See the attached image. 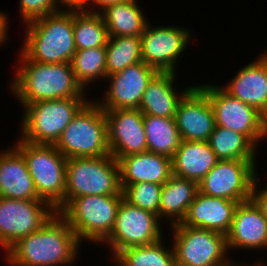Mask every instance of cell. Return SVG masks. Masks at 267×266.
Returning <instances> with one entry per match:
<instances>
[{
	"label": "cell",
	"instance_id": "cell-37",
	"mask_svg": "<svg viewBox=\"0 0 267 266\" xmlns=\"http://www.w3.org/2000/svg\"><path fill=\"white\" fill-rule=\"evenodd\" d=\"M9 14L2 10L0 11V46H6L8 44L9 38L11 37L9 34L10 31V18Z\"/></svg>",
	"mask_w": 267,
	"mask_h": 266
},
{
	"label": "cell",
	"instance_id": "cell-4",
	"mask_svg": "<svg viewBox=\"0 0 267 266\" xmlns=\"http://www.w3.org/2000/svg\"><path fill=\"white\" fill-rule=\"evenodd\" d=\"M54 146L67 159L111 154L105 112L95 99L79 110Z\"/></svg>",
	"mask_w": 267,
	"mask_h": 266
},
{
	"label": "cell",
	"instance_id": "cell-27",
	"mask_svg": "<svg viewBox=\"0 0 267 266\" xmlns=\"http://www.w3.org/2000/svg\"><path fill=\"white\" fill-rule=\"evenodd\" d=\"M147 151L172 159L181 143L175 118L144 115Z\"/></svg>",
	"mask_w": 267,
	"mask_h": 266
},
{
	"label": "cell",
	"instance_id": "cell-32",
	"mask_svg": "<svg viewBox=\"0 0 267 266\" xmlns=\"http://www.w3.org/2000/svg\"><path fill=\"white\" fill-rule=\"evenodd\" d=\"M105 48L106 78L142 61L140 37L109 36Z\"/></svg>",
	"mask_w": 267,
	"mask_h": 266
},
{
	"label": "cell",
	"instance_id": "cell-16",
	"mask_svg": "<svg viewBox=\"0 0 267 266\" xmlns=\"http://www.w3.org/2000/svg\"><path fill=\"white\" fill-rule=\"evenodd\" d=\"M111 155L121 157L147 151L144 115L139 109L104 110Z\"/></svg>",
	"mask_w": 267,
	"mask_h": 266
},
{
	"label": "cell",
	"instance_id": "cell-7",
	"mask_svg": "<svg viewBox=\"0 0 267 266\" xmlns=\"http://www.w3.org/2000/svg\"><path fill=\"white\" fill-rule=\"evenodd\" d=\"M14 140L12 144L23 155L39 198L56 210L65 198L67 158L54 144H34L20 137Z\"/></svg>",
	"mask_w": 267,
	"mask_h": 266
},
{
	"label": "cell",
	"instance_id": "cell-19",
	"mask_svg": "<svg viewBox=\"0 0 267 266\" xmlns=\"http://www.w3.org/2000/svg\"><path fill=\"white\" fill-rule=\"evenodd\" d=\"M220 85L231 96L259 111L267 119V67L258 56Z\"/></svg>",
	"mask_w": 267,
	"mask_h": 266
},
{
	"label": "cell",
	"instance_id": "cell-18",
	"mask_svg": "<svg viewBox=\"0 0 267 266\" xmlns=\"http://www.w3.org/2000/svg\"><path fill=\"white\" fill-rule=\"evenodd\" d=\"M226 240L230 256L238 249L248 253L267 249V220L252 199L237 205Z\"/></svg>",
	"mask_w": 267,
	"mask_h": 266
},
{
	"label": "cell",
	"instance_id": "cell-24",
	"mask_svg": "<svg viewBox=\"0 0 267 266\" xmlns=\"http://www.w3.org/2000/svg\"><path fill=\"white\" fill-rule=\"evenodd\" d=\"M218 161L208 141L182 140L172 157V173L199 184Z\"/></svg>",
	"mask_w": 267,
	"mask_h": 266
},
{
	"label": "cell",
	"instance_id": "cell-11",
	"mask_svg": "<svg viewBox=\"0 0 267 266\" xmlns=\"http://www.w3.org/2000/svg\"><path fill=\"white\" fill-rule=\"evenodd\" d=\"M161 222L158 215L122 199L112 232L101 245L115 257L125 248L156 243L165 236Z\"/></svg>",
	"mask_w": 267,
	"mask_h": 266
},
{
	"label": "cell",
	"instance_id": "cell-31",
	"mask_svg": "<svg viewBox=\"0 0 267 266\" xmlns=\"http://www.w3.org/2000/svg\"><path fill=\"white\" fill-rule=\"evenodd\" d=\"M71 65L77 82L87 92L91 83L106 79V48L76 50Z\"/></svg>",
	"mask_w": 267,
	"mask_h": 266
},
{
	"label": "cell",
	"instance_id": "cell-38",
	"mask_svg": "<svg viewBox=\"0 0 267 266\" xmlns=\"http://www.w3.org/2000/svg\"><path fill=\"white\" fill-rule=\"evenodd\" d=\"M87 0H58L63 7H82Z\"/></svg>",
	"mask_w": 267,
	"mask_h": 266
},
{
	"label": "cell",
	"instance_id": "cell-40",
	"mask_svg": "<svg viewBox=\"0 0 267 266\" xmlns=\"http://www.w3.org/2000/svg\"><path fill=\"white\" fill-rule=\"evenodd\" d=\"M258 56L263 60V62L265 63V65L267 67V49L262 51V53H260Z\"/></svg>",
	"mask_w": 267,
	"mask_h": 266
},
{
	"label": "cell",
	"instance_id": "cell-29",
	"mask_svg": "<svg viewBox=\"0 0 267 266\" xmlns=\"http://www.w3.org/2000/svg\"><path fill=\"white\" fill-rule=\"evenodd\" d=\"M73 32L76 50L105 47L108 30L100 13L73 7Z\"/></svg>",
	"mask_w": 267,
	"mask_h": 266
},
{
	"label": "cell",
	"instance_id": "cell-28",
	"mask_svg": "<svg viewBox=\"0 0 267 266\" xmlns=\"http://www.w3.org/2000/svg\"><path fill=\"white\" fill-rule=\"evenodd\" d=\"M208 143L219 160H256L259 155L243 134L222 126H215Z\"/></svg>",
	"mask_w": 267,
	"mask_h": 266
},
{
	"label": "cell",
	"instance_id": "cell-42",
	"mask_svg": "<svg viewBox=\"0 0 267 266\" xmlns=\"http://www.w3.org/2000/svg\"><path fill=\"white\" fill-rule=\"evenodd\" d=\"M266 174H267V172L265 171V175H264V176L266 177V182H267V175H266ZM266 184H267V183H266Z\"/></svg>",
	"mask_w": 267,
	"mask_h": 266
},
{
	"label": "cell",
	"instance_id": "cell-12",
	"mask_svg": "<svg viewBox=\"0 0 267 266\" xmlns=\"http://www.w3.org/2000/svg\"><path fill=\"white\" fill-rule=\"evenodd\" d=\"M192 34L189 27L164 24L152 26L148 22L140 37L142 61L158 72L177 73V63L195 37Z\"/></svg>",
	"mask_w": 267,
	"mask_h": 266
},
{
	"label": "cell",
	"instance_id": "cell-1",
	"mask_svg": "<svg viewBox=\"0 0 267 266\" xmlns=\"http://www.w3.org/2000/svg\"><path fill=\"white\" fill-rule=\"evenodd\" d=\"M81 246L67 220L55 212L38 231L3 255L8 266H74L80 260Z\"/></svg>",
	"mask_w": 267,
	"mask_h": 266
},
{
	"label": "cell",
	"instance_id": "cell-26",
	"mask_svg": "<svg viewBox=\"0 0 267 266\" xmlns=\"http://www.w3.org/2000/svg\"><path fill=\"white\" fill-rule=\"evenodd\" d=\"M138 0H126L107 6L100 12L109 36L141 37L148 18Z\"/></svg>",
	"mask_w": 267,
	"mask_h": 266
},
{
	"label": "cell",
	"instance_id": "cell-13",
	"mask_svg": "<svg viewBox=\"0 0 267 266\" xmlns=\"http://www.w3.org/2000/svg\"><path fill=\"white\" fill-rule=\"evenodd\" d=\"M55 212L44 200L0 197V248L4 254L20 239L38 231Z\"/></svg>",
	"mask_w": 267,
	"mask_h": 266
},
{
	"label": "cell",
	"instance_id": "cell-20",
	"mask_svg": "<svg viewBox=\"0 0 267 266\" xmlns=\"http://www.w3.org/2000/svg\"><path fill=\"white\" fill-rule=\"evenodd\" d=\"M239 202L197 192L181 224L227 235Z\"/></svg>",
	"mask_w": 267,
	"mask_h": 266
},
{
	"label": "cell",
	"instance_id": "cell-41",
	"mask_svg": "<svg viewBox=\"0 0 267 266\" xmlns=\"http://www.w3.org/2000/svg\"><path fill=\"white\" fill-rule=\"evenodd\" d=\"M110 260L109 261H111L112 260V262H115V263H113L114 264V266H122V264L115 258V257H110L109 258ZM112 266V265H111Z\"/></svg>",
	"mask_w": 267,
	"mask_h": 266
},
{
	"label": "cell",
	"instance_id": "cell-8",
	"mask_svg": "<svg viewBox=\"0 0 267 266\" xmlns=\"http://www.w3.org/2000/svg\"><path fill=\"white\" fill-rule=\"evenodd\" d=\"M89 98L42 100L23 107L19 137L34 144H55Z\"/></svg>",
	"mask_w": 267,
	"mask_h": 266
},
{
	"label": "cell",
	"instance_id": "cell-21",
	"mask_svg": "<svg viewBox=\"0 0 267 266\" xmlns=\"http://www.w3.org/2000/svg\"><path fill=\"white\" fill-rule=\"evenodd\" d=\"M178 73L158 72L143 93L139 110L143 115L175 118L177 107L184 95L195 85L176 88ZM180 90V91H179Z\"/></svg>",
	"mask_w": 267,
	"mask_h": 266
},
{
	"label": "cell",
	"instance_id": "cell-14",
	"mask_svg": "<svg viewBox=\"0 0 267 266\" xmlns=\"http://www.w3.org/2000/svg\"><path fill=\"white\" fill-rule=\"evenodd\" d=\"M256 160H219L198 184L199 192L211 197L244 202L251 199L258 175Z\"/></svg>",
	"mask_w": 267,
	"mask_h": 266
},
{
	"label": "cell",
	"instance_id": "cell-10",
	"mask_svg": "<svg viewBox=\"0 0 267 266\" xmlns=\"http://www.w3.org/2000/svg\"><path fill=\"white\" fill-rule=\"evenodd\" d=\"M217 84L198 85L209 98L216 126L243 134L258 149L259 143L267 139V119L259 111L231 96Z\"/></svg>",
	"mask_w": 267,
	"mask_h": 266
},
{
	"label": "cell",
	"instance_id": "cell-17",
	"mask_svg": "<svg viewBox=\"0 0 267 266\" xmlns=\"http://www.w3.org/2000/svg\"><path fill=\"white\" fill-rule=\"evenodd\" d=\"M175 121L181 140H209L216 126L214 111L207 94L197 83L179 102Z\"/></svg>",
	"mask_w": 267,
	"mask_h": 266
},
{
	"label": "cell",
	"instance_id": "cell-22",
	"mask_svg": "<svg viewBox=\"0 0 267 266\" xmlns=\"http://www.w3.org/2000/svg\"><path fill=\"white\" fill-rule=\"evenodd\" d=\"M0 197L18 200H42L23 155L12 145L0 150Z\"/></svg>",
	"mask_w": 267,
	"mask_h": 266
},
{
	"label": "cell",
	"instance_id": "cell-9",
	"mask_svg": "<svg viewBox=\"0 0 267 266\" xmlns=\"http://www.w3.org/2000/svg\"><path fill=\"white\" fill-rule=\"evenodd\" d=\"M170 229L176 266H231L235 261L222 233L181 223L169 226Z\"/></svg>",
	"mask_w": 267,
	"mask_h": 266
},
{
	"label": "cell",
	"instance_id": "cell-39",
	"mask_svg": "<svg viewBox=\"0 0 267 266\" xmlns=\"http://www.w3.org/2000/svg\"><path fill=\"white\" fill-rule=\"evenodd\" d=\"M256 261H257V262H255V263H254V261H253V264H251V261L248 262V263H250V264H248L247 261H246V263H245L244 260H243L242 262H240V261H234V262L231 264V266H264V261H266V260H264V258H263V260H259V259H257ZM243 262H244L245 264H244Z\"/></svg>",
	"mask_w": 267,
	"mask_h": 266
},
{
	"label": "cell",
	"instance_id": "cell-30",
	"mask_svg": "<svg viewBox=\"0 0 267 266\" xmlns=\"http://www.w3.org/2000/svg\"><path fill=\"white\" fill-rule=\"evenodd\" d=\"M164 238L150 245L125 248L115 258L122 266H176L173 246L166 245Z\"/></svg>",
	"mask_w": 267,
	"mask_h": 266
},
{
	"label": "cell",
	"instance_id": "cell-5",
	"mask_svg": "<svg viewBox=\"0 0 267 266\" xmlns=\"http://www.w3.org/2000/svg\"><path fill=\"white\" fill-rule=\"evenodd\" d=\"M87 195H123L119 163L111 154L67 159L65 198L56 212L73 198Z\"/></svg>",
	"mask_w": 267,
	"mask_h": 266
},
{
	"label": "cell",
	"instance_id": "cell-33",
	"mask_svg": "<svg viewBox=\"0 0 267 266\" xmlns=\"http://www.w3.org/2000/svg\"><path fill=\"white\" fill-rule=\"evenodd\" d=\"M123 199L129 204L150 211L160 219V198L162 185L140 182L121 185Z\"/></svg>",
	"mask_w": 267,
	"mask_h": 266
},
{
	"label": "cell",
	"instance_id": "cell-2",
	"mask_svg": "<svg viewBox=\"0 0 267 266\" xmlns=\"http://www.w3.org/2000/svg\"><path fill=\"white\" fill-rule=\"evenodd\" d=\"M18 52L19 63L16 66L19 67L11 76L8 89L19 100L21 108L42 100L90 98L77 82L71 63L35 62Z\"/></svg>",
	"mask_w": 267,
	"mask_h": 266
},
{
	"label": "cell",
	"instance_id": "cell-35",
	"mask_svg": "<svg viewBox=\"0 0 267 266\" xmlns=\"http://www.w3.org/2000/svg\"><path fill=\"white\" fill-rule=\"evenodd\" d=\"M261 176L263 177V174L261 175V173H260L255 178V181H254L253 187H252L251 199L259 207L260 211L262 212V215L267 220V185L265 183V185H264L265 187L260 186V185H262L261 183L263 181L261 179Z\"/></svg>",
	"mask_w": 267,
	"mask_h": 266
},
{
	"label": "cell",
	"instance_id": "cell-6",
	"mask_svg": "<svg viewBox=\"0 0 267 266\" xmlns=\"http://www.w3.org/2000/svg\"><path fill=\"white\" fill-rule=\"evenodd\" d=\"M123 195H87L73 198L59 213L78 241L102 244L111 234Z\"/></svg>",
	"mask_w": 267,
	"mask_h": 266
},
{
	"label": "cell",
	"instance_id": "cell-34",
	"mask_svg": "<svg viewBox=\"0 0 267 266\" xmlns=\"http://www.w3.org/2000/svg\"><path fill=\"white\" fill-rule=\"evenodd\" d=\"M19 18L27 24L48 14L57 12L63 7L58 0H19Z\"/></svg>",
	"mask_w": 267,
	"mask_h": 266
},
{
	"label": "cell",
	"instance_id": "cell-36",
	"mask_svg": "<svg viewBox=\"0 0 267 266\" xmlns=\"http://www.w3.org/2000/svg\"><path fill=\"white\" fill-rule=\"evenodd\" d=\"M123 1L126 0H87L81 8L89 12L100 13L107 6Z\"/></svg>",
	"mask_w": 267,
	"mask_h": 266
},
{
	"label": "cell",
	"instance_id": "cell-25",
	"mask_svg": "<svg viewBox=\"0 0 267 266\" xmlns=\"http://www.w3.org/2000/svg\"><path fill=\"white\" fill-rule=\"evenodd\" d=\"M198 191L196 182L172 175L161 188L160 220L162 223L165 222L168 226L181 223Z\"/></svg>",
	"mask_w": 267,
	"mask_h": 266
},
{
	"label": "cell",
	"instance_id": "cell-15",
	"mask_svg": "<svg viewBox=\"0 0 267 266\" xmlns=\"http://www.w3.org/2000/svg\"><path fill=\"white\" fill-rule=\"evenodd\" d=\"M158 71L143 61L107 76L102 99L95 101L103 110L138 109L147 85Z\"/></svg>",
	"mask_w": 267,
	"mask_h": 266
},
{
	"label": "cell",
	"instance_id": "cell-3",
	"mask_svg": "<svg viewBox=\"0 0 267 266\" xmlns=\"http://www.w3.org/2000/svg\"><path fill=\"white\" fill-rule=\"evenodd\" d=\"M23 30L24 41L19 51L28 60L47 64L71 63L76 52L73 7H63L27 23Z\"/></svg>",
	"mask_w": 267,
	"mask_h": 266
},
{
	"label": "cell",
	"instance_id": "cell-23",
	"mask_svg": "<svg viewBox=\"0 0 267 266\" xmlns=\"http://www.w3.org/2000/svg\"><path fill=\"white\" fill-rule=\"evenodd\" d=\"M120 184L149 182L163 185L173 175L172 159L153 152H142L121 157Z\"/></svg>",
	"mask_w": 267,
	"mask_h": 266
}]
</instances>
